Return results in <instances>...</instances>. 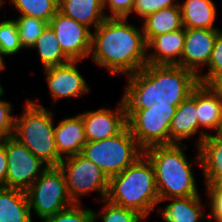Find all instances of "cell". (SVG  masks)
Listing matches in <instances>:
<instances>
[{"label": "cell", "mask_w": 222, "mask_h": 222, "mask_svg": "<svg viewBox=\"0 0 222 222\" xmlns=\"http://www.w3.org/2000/svg\"><path fill=\"white\" fill-rule=\"evenodd\" d=\"M197 159L194 164L200 165L206 185L222 187V138L207 135L197 147Z\"/></svg>", "instance_id": "ac0fdd59"}, {"label": "cell", "mask_w": 222, "mask_h": 222, "mask_svg": "<svg viewBox=\"0 0 222 222\" xmlns=\"http://www.w3.org/2000/svg\"><path fill=\"white\" fill-rule=\"evenodd\" d=\"M207 68V73L198 75V79L201 84H207L216 74L222 71V30H219L217 33Z\"/></svg>", "instance_id": "4dcf8cb0"}, {"label": "cell", "mask_w": 222, "mask_h": 222, "mask_svg": "<svg viewBox=\"0 0 222 222\" xmlns=\"http://www.w3.org/2000/svg\"><path fill=\"white\" fill-rule=\"evenodd\" d=\"M48 25L53 29L63 53L71 61H81L90 56L92 30L59 10Z\"/></svg>", "instance_id": "8fae6325"}, {"label": "cell", "mask_w": 222, "mask_h": 222, "mask_svg": "<svg viewBox=\"0 0 222 222\" xmlns=\"http://www.w3.org/2000/svg\"><path fill=\"white\" fill-rule=\"evenodd\" d=\"M171 203H168L163 208H158L160 217L165 222H203L210 221L209 217L206 218L201 203V196L191 197H178L170 198Z\"/></svg>", "instance_id": "44dd1931"}, {"label": "cell", "mask_w": 222, "mask_h": 222, "mask_svg": "<svg viewBox=\"0 0 222 222\" xmlns=\"http://www.w3.org/2000/svg\"><path fill=\"white\" fill-rule=\"evenodd\" d=\"M3 57L4 56L2 55V53L0 51V72H2L6 67L5 60ZM0 86H2V85L0 84Z\"/></svg>", "instance_id": "74e56055"}, {"label": "cell", "mask_w": 222, "mask_h": 222, "mask_svg": "<svg viewBox=\"0 0 222 222\" xmlns=\"http://www.w3.org/2000/svg\"><path fill=\"white\" fill-rule=\"evenodd\" d=\"M219 30L186 29L181 67L192 71L197 76L201 75L200 67L208 65Z\"/></svg>", "instance_id": "5bb4252c"}, {"label": "cell", "mask_w": 222, "mask_h": 222, "mask_svg": "<svg viewBox=\"0 0 222 222\" xmlns=\"http://www.w3.org/2000/svg\"><path fill=\"white\" fill-rule=\"evenodd\" d=\"M26 194L30 211L35 212L42 222L74 204L59 166H48L26 190Z\"/></svg>", "instance_id": "52a82bcc"}, {"label": "cell", "mask_w": 222, "mask_h": 222, "mask_svg": "<svg viewBox=\"0 0 222 222\" xmlns=\"http://www.w3.org/2000/svg\"><path fill=\"white\" fill-rule=\"evenodd\" d=\"M4 89L0 86V98ZM12 113V105L8 101L0 99V140L13 136L15 116Z\"/></svg>", "instance_id": "1f68e13d"}, {"label": "cell", "mask_w": 222, "mask_h": 222, "mask_svg": "<svg viewBox=\"0 0 222 222\" xmlns=\"http://www.w3.org/2000/svg\"><path fill=\"white\" fill-rule=\"evenodd\" d=\"M43 222H94L93 210L84 209L81 204L74 203Z\"/></svg>", "instance_id": "f546056e"}, {"label": "cell", "mask_w": 222, "mask_h": 222, "mask_svg": "<svg viewBox=\"0 0 222 222\" xmlns=\"http://www.w3.org/2000/svg\"><path fill=\"white\" fill-rule=\"evenodd\" d=\"M4 3V0H0V8H2L1 6H3Z\"/></svg>", "instance_id": "ab89813d"}, {"label": "cell", "mask_w": 222, "mask_h": 222, "mask_svg": "<svg viewBox=\"0 0 222 222\" xmlns=\"http://www.w3.org/2000/svg\"><path fill=\"white\" fill-rule=\"evenodd\" d=\"M207 85L222 98V71L216 74Z\"/></svg>", "instance_id": "8d00e7d4"}, {"label": "cell", "mask_w": 222, "mask_h": 222, "mask_svg": "<svg viewBox=\"0 0 222 222\" xmlns=\"http://www.w3.org/2000/svg\"><path fill=\"white\" fill-rule=\"evenodd\" d=\"M0 222H32L26 191L0 188Z\"/></svg>", "instance_id": "603a6c76"}, {"label": "cell", "mask_w": 222, "mask_h": 222, "mask_svg": "<svg viewBox=\"0 0 222 222\" xmlns=\"http://www.w3.org/2000/svg\"><path fill=\"white\" fill-rule=\"evenodd\" d=\"M33 48L38 50L44 69L71 61L63 53L54 31L49 25L42 31Z\"/></svg>", "instance_id": "d4e9b609"}, {"label": "cell", "mask_w": 222, "mask_h": 222, "mask_svg": "<svg viewBox=\"0 0 222 222\" xmlns=\"http://www.w3.org/2000/svg\"><path fill=\"white\" fill-rule=\"evenodd\" d=\"M106 199L145 218L160 202L154 168L143 154L121 173L109 178Z\"/></svg>", "instance_id": "277c9868"}, {"label": "cell", "mask_w": 222, "mask_h": 222, "mask_svg": "<svg viewBox=\"0 0 222 222\" xmlns=\"http://www.w3.org/2000/svg\"><path fill=\"white\" fill-rule=\"evenodd\" d=\"M206 194L210 198V212L207 214L214 222H222V187L206 185Z\"/></svg>", "instance_id": "836d02e7"}, {"label": "cell", "mask_w": 222, "mask_h": 222, "mask_svg": "<svg viewBox=\"0 0 222 222\" xmlns=\"http://www.w3.org/2000/svg\"><path fill=\"white\" fill-rule=\"evenodd\" d=\"M54 138L61 159L80 154L87 142L82 116L61 119L54 128Z\"/></svg>", "instance_id": "e0dca14e"}, {"label": "cell", "mask_w": 222, "mask_h": 222, "mask_svg": "<svg viewBox=\"0 0 222 222\" xmlns=\"http://www.w3.org/2000/svg\"><path fill=\"white\" fill-rule=\"evenodd\" d=\"M87 141H101L120 133L127 126L126 106L123 98L116 110L99 108L80 114Z\"/></svg>", "instance_id": "7c38bea8"}, {"label": "cell", "mask_w": 222, "mask_h": 222, "mask_svg": "<svg viewBox=\"0 0 222 222\" xmlns=\"http://www.w3.org/2000/svg\"><path fill=\"white\" fill-rule=\"evenodd\" d=\"M21 13L20 16H30L49 23L58 12L59 0H10Z\"/></svg>", "instance_id": "484cf974"}, {"label": "cell", "mask_w": 222, "mask_h": 222, "mask_svg": "<svg viewBox=\"0 0 222 222\" xmlns=\"http://www.w3.org/2000/svg\"><path fill=\"white\" fill-rule=\"evenodd\" d=\"M196 107L200 134L196 142L197 148L202 140L211 134L203 128L217 131L222 118V98L207 84L200 83L196 87Z\"/></svg>", "instance_id": "2e32d148"}, {"label": "cell", "mask_w": 222, "mask_h": 222, "mask_svg": "<svg viewBox=\"0 0 222 222\" xmlns=\"http://www.w3.org/2000/svg\"><path fill=\"white\" fill-rule=\"evenodd\" d=\"M104 207L102 212H93L94 222L101 218L102 222H142L146 218L140 213L118 206L109 202L107 199H102Z\"/></svg>", "instance_id": "83f0119b"}, {"label": "cell", "mask_w": 222, "mask_h": 222, "mask_svg": "<svg viewBox=\"0 0 222 222\" xmlns=\"http://www.w3.org/2000/svg\"><path fill=\"white\" fill-rule=\"evenodd\" d=\"M34 101L26 100L22 114L15 117L13 137L48 166H58L62 159L55 145L53 112L36 103L38 98Z\"/></svg>", "instance_id": "5b68a950"}, {"label": "cell", "mask_w": 222, "mask_h": 222, "mask_svg": "<svg viewBox=\"0 0 222 222\" xmlns=\"http://www.w3.org/2000/svg\"><path fill=\"white\" fill-rule=\"evenodd\" d=\"M135 0H103L104 11L107 7L111 14H107V18H128L132 13V8Z\"/></svg>", "instance_id": "e575fe53"}, {"label": "cell", "mask_w": 222, "mask_h": 222, "mask_svg": "<svg viewBox=\"0 0 222 222\" xmlns=\"http://www.w3.org/2000/svg\"><path fill=\"white\" fill-rule=\"evenodd\" d=\"M185 29H219L214 26L217 8L212 0H184L179 2Z\"/></svg>", "instance_id": "7402d4cb"}, {"label": "cell", "mask_w": 222, "mask_h": 222, "mask_svg": "<svg viewBox=\"0 0 222 222\" xmlns=\"http://www.w3.org/2000/svg\"><path fill=\"white\" fill-rule=\"evenodd\" d=\"M14 20L17 24L22 49H32L37 39L41 36L42 31L48 25L42 19L30 16H19Z\"/></svg>", "instance_id": "4316f807"}, {"label": "cell", "mask_w": 222, "mask_h": 222, "mask_svg": "<svg viewBox=\"0 0 222 222\" xmlns=\"http://www.w3.org/2000/svg\"><path fill=\"white\" fill-rule=\"evenodd\" d=\"M58 10L90 30L92 26L96 29L107 18L103 0H59Z\"/></svg>", "instance_id": "ffe728a7"}, {"label": "cell", "mask_w": 222, "mask_h": 222, "mask_svg": "<svg viewBox=\"0 0 222 222\" xmlns=\"http://www.w3.org/2000/svg\"><path fill=\"white\" fill-rule=\"evenodd\" d=\"M6 188L26 191L48 167L13 136L6 138Z\"/></svg>", "instance_id": "30bf717a"}, {"label": "cell", "mask_w": 222, "mask_h": 222, "mask_svg": "<svg viewBox=\"0 0 222 222\" xmlns=\"http://www.w3.org/2000/svg\"><path fill=\"white\" fill-rule=\"evenodd\" d=\"M185 31L186 29L183 27L179 30L153 37L147 43V49L154 50L151 53H147V64L181 66Z\"/></svg>", "instance_id": "9a60e30c"}, {"label": "cell", "mask_w": 222, "mask_h": 222, "mask_svg": "<svg viewBox=\"0 0 222 222\" xmlns=\"http://www.w3.org/2000/svg\"><path fill=\"white\" fill-rule=\"evenodd\" d=\"M126 77V109L178 107L200 84L195 73L178 65L146 64Z\"/></svg>", "instance_id": "6da1fadb"}, {"label": "cell", "mask_w": 222, "mask_h": 222, "mask_svg": "<svg viewBox=\"0 0 222 222\" xmlns=\"http://www.w3.org/2000/svg\"><path fill=\"white\" fill-rule=\"evenodd\" d=\"M198 132L199 122L197 118L195 88L176 108L169 128L170 144H183L182 140L189 139Z\"/></svg>", "instance_id": "d6986e66"}, {"label": "cell", "mask_w": 222, "mask_h": 222, "mask_svg": "<svg viewBox=\"0 0 222 222\" xmlns=\"http://www.w3.org/2000/svg\"><path fill=\"white\" fill-rule=\"evenodd\" d=\"M175 0H135L132 13L143 18L158 10L176 6L178 3Z\"/></svg>", "instance_id": "d6a6232c"}, {"label": "cell", "mask_w": 222, "mask_h": 222, "mask_svg": "<svg viewBox=\"0 0 222 222\" xmlns=\"http://www.w3.org/2000/svg\"><path fill=\"white\" fill-rule=\"evenodd\" d=\"M146 43L153 37L183 28L181 8L176 6L158 10L148 15L142 23Z\"/></svg>", "instance_id": "cb8c5ba5"}, {"label": "cell", "mask_w": 222, "mask_h": 222, "mask_svg": "<svg viewBox=\"0 0 222 222\" xmlns=\"http://www.w3.org/2000/svg\"><path fill=\"white\" fill-rule=\"evenodd\" d=\"M62 170L69 197L73 203L80 204L82 195L98 191L101 199H106L109 178L94 162L84 155L76 154L61 160Z\"/></svg>", "instance_id": "ba28073f"}, {"label": "cell", "mask_w": 222, "mask_h": 222, "mask_svg": "<svg viewBox=\"0 0 222 222\" xmlns=\"http://www.w3.org/2000/svg\"><path fill=\"white\" fill-rule=\"evenodd\" d=\"M176 108L126 109L127 126L143 150L155 145H170L169 128Z\"/></svg>", "instance_id": "9c48e42d"}, {"label": "cell", "mask_w": 222, "mask_h": 222, "mask_svg": "<svg viewBox=\"0 0 222 222\" xmlns=\"http://www.w3.org/2000/svg\"><path fill=\"white\" fill-rule=\"evenodd\" d=\"M7 175V155H6V138L0 140V188H6Z\"/></svg>", "instance_id": "d590c367"}, {"label": "cell", "mask_w": 222, "mask_h": 222, "mask_svg": "<svg viewBox=\"0 0 222 222\" xmlns=\"http://www.w3.org/2000/svg\"><path fill=\"white\" fill-rule=\"evenodd\" d=\"M81 154L94 162L108 178H111L143 155V149L126 126L113 137L101 141H87Z\"/></svg>", "instance_id": "8992f818"}, {"label": "cell", "mask_w": 222, "mask_h": 222, "mask_svg": "<svg viewBox=\"0 0 222 222\" xmlns=\"http://www.w3.org/2000/svg\"><path fill=\"white\" fill-rule=\"evenodd\" d=\"M93 32L90 56L111 75L127 76L147 64L142 26L138 29L128 18H106Z\"/></svg>", "instance_id": "7a4b0ae2"}, {"label": "cell", "mask_w": 222, "mask_h": 222, "mask_svg": "<svg viewBox=\"0 0 222 222\" xmlns=\"http://www.w3.org/2000/svg\"><path fill=\"white\" fill-rule=\"evenodd\" d=\"M22 50L15 20L5 19L0 22V51L2 55L12 56Z\"/></svg>", "instance_id": "f1b7e54d"}, {"label": "cell", "mask_w": 222, "mask_h": 222, "mask_svg": "<svg viewBox=\"0 0 222 222\" xmlns=\"http://www.w3.org/2000/svg\"><path fill=\"white\" fill-rule=\"evenodd\" d=\"M79 61H70L44 69L46 82L54 103L59 99L81 97L91 90L77 69Z\"/></svg>", "instance_id": "4fadbf2b"}, {"label": "cell", "mask_w": 222, "mask_h": 222, "mask_svg": "<svg viewBox=\"0 0 222 222\" xmlns=\"http://www.w3.org/2000/svg\"><path fill=\"white\" fill-rule=\"evenodd\" d=\"M183 146V147H182ZM186 144L155 145L143 150L151 162L160 202L170 198L199 195Z\"/></svg>", "instance_id": "3957f363"}, {"label": "cell", "mask_w": 222, "mask_h": 222, "mask_svg": "<svg viewBox=\"0 0 222 222\" xmlns=\"http://www.w3.org/2000/svg\"><path fill=\"white\" fill-rule=\"evenodd\" d=\"M215 136L219 137V138H222V118H221V121H220V124L218 126V129L217 131L214 133Z\"/></svg>", "instance_id": "f35d334b"}]
</instances>
